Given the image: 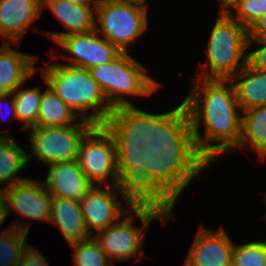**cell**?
Instances as JSON below:
<instances>
[{"label":"cell","instance_id":"obj_35","mask_svg":"<svg viewBox=\"0 0 266 266\" xmlns=\"http://www.w3.org/2000/svg\"><path fill=\"white\" fill-rule=\"evenodd\" d=\"M8 92L0 85V97L6 95Z\"/></svg>","mask_w":266,"mask_h":266},{"label":"cell","instance_id":"obj_6","mask_svg":"<svg viewBox=\"0 0 266 266\" xmlns=\"http://www.w3.org/2000/svg\"><path fill=\"white\" fill-rule=\"evenodd\" d=\"M248 29L227 12H219L209 34L206 57L195 78L231 80L246 64Z\"/></svg>","mask_w":266,"mask_h":266},{"label":"cell","instance_id":"obj_5","mask_svg":"<svg viewBox=\"0 0 266 266\" xmlns=\"http://www.w3.org/2000/svg\"><path fill=\"white\" fill-rule=\"evenodd\" d=\"M39 68L50 88L74 110L80 119L94 125L113 124L124 120L108 103L89 70L59 62ZM92 111V114L88 112Z\"/></svg>","mask_w":266,"mask_h":266},{"label":"cell","instance_id":"obj_30","mask_svg":"<svg viewBox=\"0 0 266 266\" xmlns=\"http://www.w3.org/2000/svg\"><path fill=\"white\" fill-rule=\"evenodd\" d=\"M248 37L266 39V13L260 16L248 29Z\"/></svg>","mask_w":266,"mask_h":266},{"label":"cell","instance_id":"obj_14","mask_svg":"<svg viewBox=\"0 0 266 266\" xmlns=\"http://www.w3.org/2000/svg\"><path fill=\"white\" fill-rule=\"evenodd\" d=\"M41 15L42 0H0V36L4 43L20 46L27 30Z\"/></svg>","mask_w":266,"mask_h":266},{"label":"cell","instance_id":"obj_15","mask_svg":"<svg viewBox=\"0 0 266 266\" xmlns=\"http://www.w3.org/2000/svg\"><path fill=\"white\" fill-rule=\"evenodd\" d=\"M45 181H42L52 197L80 201L94 186L79 167L77 160L48 165Z\"/></svg>","mask_w":266,"mask_h":266},{"label":"cell","instance_id":"obj_17","mask_svg":"<svg viewBox=\"0 0 266 266\" xmlns=\"http://www.w3.org/2000/svg\"><path fill=\"white\" fill-rule=\"evenodd\" d=\"M49 223L58 227L68 244L91 237L78 200L52 197Z\"/></svg>","mask_w":266,"mask_h":266},{"label":"cell","instance_id":"obj_36","mask_svg":"<svg viewBox=\"0 0 266 266\" xmlns=\"http://www.w3.org/2000/svg\"><path fill=\"white\" fill-rule=\"evenodd\" d=\"M11 133H6V132H1L0 131V137H12L11 135H10Z\"/></svg>","mask_w":266,"mask_h":266},{"label":"cell","instance_id":"obj_2","mask_svg":"<svg viewBox=\"0 0 266 266\" xmlns=\"http://www.w3.org/2000/svg\"><path fill=\"white\" fill-rule=\"evenodd\" d=\"M169 111L211 165L240 142L242 111L231 80L195 78L186 99ZM202 124L204 137L199 130Z\"/></svg>","mask_w":266,"mask_h":266},{"label":"cell","instance_id":"obj_20","mask_svg":"<svg viewBox=\"0 0 266 266\" xmlns=\"http://www.w3.org/2000/svg\"><path fill=\"white\" fill-rule=\"evenodd\" d=\"M46 82V89L42 92L37 122L38 127H64L75 124H84L86 120L80 119L78 114L72 110L63 100L50 88Z\"/></svg>","mask_w":266,"mask_h":266},{"label":"cell","instance_id":"obj_24","mask_svg":"<svg viewBox=\"0 0 266 266\" xmlns=\"http://www.w3.org/2000/svg\"><path fill=\"white\" fill-rule=\"evenodd\" d=\"M22 86L17 87L12 93L17 120L23 122L20 130L24 131L36 125L42 91L39 86L34 88Z\"/></svg>","mask_w":266,"mask_h":266},{"label":"cell","instance_id":"obj_23","mask_svg":"<svg viewBox=\"0 0 266 266\" xmlns=\"http://www.w3.org/2000/svg\"><path fill=\"white\" fill-rule=\"evenodd\" d=\"M29 224V225H28ZM30 222H12L0 232V266H18L30 245L26 242Z\"/></svg>","mask_w":266,"mask_h":266},{"label":"cell","instance_id":"obj_12","mask_svg":"<svg viewBox=\"0 0 266 266\" xmlns=\"http://www.w3.org/2000/svg\"><path fill=\"white\" fill-rule=\"evenodd\" d=\"M234 243L225 229L200 226L183 266H231Z\"/></svg>","mask_w":266,"mask_h":266},{"label":"cell","instance_id":"obj_7","mask_svg":"<svg viewBox=\"0 0 266 266\" xmlns=\"http://www.w3.org/2000/svg\"><path fill=\"white\" fill-rule=\"evenodd\" d=\"M173 210L174 208L168 209L156 202H137L128 212L129 215L126 214L124 219L122 217L105 230L98 232L94 238L112 262H124L137 257L141 260L140 256L145 255L142 243L150 222L159 219L165 225L169 218H173ZM135 218L141 220V227L134 226Z\"/></svg>","mask_w":266,"mask_h":266},{"label":"cell","instance_id":"obj_32","mask_svg":"<svg viewBox=\"0 0 266 266\" xmlns=\"http://www.w3.org/2000/svg\"><path fill=\"white\" fill-rule=\"evenodd\" d=\"M1 101H3V102H5L6 103V101H9V105H10V114H11V119H17V117H16V113H15V102H14V96H13V93L11 92V93H7L6 95H4V96H2V97H0V104H2L1 103ZM3 105V104H2ZM8 107V106H7ZM1 110H3L2 108H0V112H2ZM4 111V110H3ZM9 114V115H10ZM3 115V114H2ZM4 115H6V114H4ZM1 117V116H0ZM1 119V118H0ZM5 119V118H4Z\"/></svg>","mask_w":266,"mask_h":266},{"label":"cell","instance_id":"obj_8","mask_svg":"<svg viewBox=\"0 0 266 266\" xmlns=\"http://www.w3.org/2000/svg\"><path fill=\"white\" fill-rule=\"evenodd\" d=\"M146 3L142 0H100L95 8V31L127 53L128 46L148 27Z\"/></svg>","mask_w":266,"mask_h":266},{"label":"cell","instance_id":"obj_1","mask_svg":"<svg viewBox=\"0 0 266 266\" xmlns=\"http://www.w3.org/2000/svg\"><path fill=\"white\" fill-rule=\"evenodd\" d=\"M210 167L193 137L171 114L161 120L135 121L129 184L138 202H156L172 209L191 180Z\"/></svg>","mask_w":266,"mask_h":266},{"label":"cell","instance_id":"obj_19","mask_svg":"<svg viewBox=\"0 0 266 266\" xmlns=\"http://www.w3.org/2000/svg\"><path fill=\"white\" fill-rule=\"evenodd\" d=\"M241 111L266 106V71L248 63L231 79Z\"/></svg>","mask_w":266,"mask_h":266},{"label":"cell","instance_id":"obj_29","mask_svg":"<svg viewBox=\"0 0 266 266\" xmlns=\"http://www.w3.org/2000/svg\"><path fill=\"white\" fill-rule=\"evenodd\" d=\"M18 266H49V263L38 248L30 245Z\"/></svg>","mask_w":266,"mask_h":266},{"label":"cell","instance_id":"obj_27","mask_svg":"<svg viewBox=\"0 0 266 266\" xmlns=\"http://www.w3.org/2000/svg\"><path fill=\"white\" fill-rule=\"evenodd\" d=\"M227 13L249 29L266 13V0H238Z\"/></svg>","mask_w":266,"mask_h":266},{"label":"cell","instance_id":"obj_9","mask_svg":"<svg viewBox=\"0 0 266 266\" xmlns=\"http://www.w3.org/2000/svg\"><path fill=\"white\" fill-rule=\"evenodd\" d=\"M94 126L86 121L64 127L29 128L28 140L32 151L27 153L28 162L34 157L45 165L77 160L81 141Z\"/></svg>","mask_w":266,"mask_h":266},{"label":"cell","instance_id":"obj_16","mask_svg":"<svg viewBox=\"0 0 266 266\" xmlns=\"http://www.w3.org/2000/svg\"><path fill=\"white\" fill-rule=\"evenodd\" d=\"M48 7L67 31L46 32L55 43L68 34L95 30V8L92 5L74 4L67 0H42V10Z\"/></svg>","mask_w":266,"mask_h":266},{"label":"cell","instance_id":"obj_4","mask_svg":"<svg viewBox=\"0 0 266 266\" xmlns=\"http://www.w3.org/2000/svg\"><path fill=\"white\" fill-rule=\"evenodd\" d=\"M110 106L124 119L131 121H155L166 118L170 111L160 114L148 113L134 105L130 97H150L162 84L148 74L130 53L122 52L112 62L89 69ZM128 95V96H127ZM127 97V98H126Z\"/></svg>","mask_w":266,"mask_h":266},{"label":"cell","instance_id":"obj_22","mask_svg":"<svg viewBox=\"0 0 266 266\" xmlns=\"http://www.w3.org/2000/svg\"><path fill=\"white\" fill-rule=\"evenodd\" d=\"M27 153L12 137H0V190L28 179L18 176L28 167Z\"/></svg>","mask_w":266,"mask_h":266},{"label":"cell","instance_id":"obj_11","mask_svg":"<svg viewBox=\"0 0 266 266\" xmlns=\"http://www.w3.org/2000/svg\"><path fill=\"white\" fill-rule=\"evenodd\" d=\"M56 44L68 55L61 53L69 66L89 70L92 67L112 62L122 52L95 30L86 33H74L61 37ZM69 61V63H68Z\"/></svg>","mask_w":266,"mask_h":266},{"label":"cell","instance_id":"obj_13","mask_svg":"<svg viewBox=\"0 0 266 266\" xmlns=\"http://www.w3.org/2000/svg\"><path fill=\"white\" fill-rule=\"evenodd\" d=\"M9 213L16 212L30 221H50L52 196L40 180L26 179L4 189Z\"/></svg>","mask_w":266,"mask_h":266},{"label":"cell","instance_id":"obj_34","mask_svg":"<svg viewBox=\"0 0 266 266\" xmlns=\"http://www.w3.org/2000/svg\"><path fill=\"white\" fill-rule=\"evenodd\" d=\"M73 2L74 4H82V5H91L97 6L100 0H67Z\"/></svg>","mask_w":266,"mask_h":266},{"label":"cell","instance_id":"obj_28","mask_svg":"<svg viewBox=\"0 0 266 266\" xmlns=\"http://www.w3.org/2000/svg\"><path fill=\"white\" fill-rule=\"evenodd\" d=\"M259 47L247 54V63L254 69L266 71V39L248 38V50L252 44Z\"/></svg>","mask_w":266,"mask_h":266},{"label":"cell","instance_id":"obj_31","mask_svg":"<svg viewBox=\"0 0 266 266\" xmlns=\"http://www.w3.org/2000/svg\"><path fill=\"white\" fill-rule=\"evenodd\" d=\"M8 202L4 190H0V227L9 215Z\"/></svg>","mask_w":266,"mask_h":266},{"label":"cell","instance_id":"obj_21","mask_svg":"<svg viewBox=\"0 0 266 266\" xmlns=\"http://www.w3.org/2000/svg\"><path fill=\"white\" fill-rule=\"evenodd\" d=\"M241 116V136L238 146L234 149L250 150L259 156L258 160H266V106L243 111ZM249 143V144H248Z\"/></svg>","mask_w":266,"mask_h":266},{"label":"cell","instance_id":"obj_3","mask_svg":"<svg viewBox=\"0 0 266 266\" xmlns=\"http://www.w3.org/2000/svg\"><path fill=\"white\" fill-rule=\"evenodd\" d=\"M134 127L135 121L122 120L95 125L85 135L77 162L93 185H130V137Z\"/></svg>","mask_w":266,"mask_h":266},{"label":"cell","instance_id":"obj_26","mask_svg":"<svg viewBox=\"0 0 266 266\" xmlns=\"http://www.w3.org/2000/svg\"><path fill=\"white\" fill-rule=\"evenodd\" d=\"M231 266H266V240L234 244Z\"/></svg>","mask_w":266,"mask_h":266},{"label":"cell","instance_id":"obj_10","mask_svg":"<svg viewBox=\"0 0 266 266\" xmlns=\"http://www.w3.org/2000/svg\"><path fill=\"white\" fill-rule=\"evenodd\" d=\"M94 185L80 200L82 214L90 236H94L119 221L138 202L132 195L130 185L106 186ZM117 192L123 197L122 204ZM96 230V233L94 230Z\"/></svg>","mask_w":266,"mask_h":266},{"label":"cell","instance_id":"obj_18","mask_svg":"<svg viewBox=\"0 0 266 266\" xmlns=\"http://www.w3.org/2000/svg\"><path fill=\"white\" fill-rule=\"evenodd\" d=\"M9 43L3 42L0 47V85L11 93L33 77L38 69L34 64L39 56L21 53Z\"/></svg>","mask_w":266,"mask_h":266},{"label":"cell","instance_id":"obj_25","mask_svg":"<svg viewBox=\"0 0 266 266\" xmlns=\"http://www.w3.org/2000/svg\"><path fill=\"white\" fill-rule=\"evenodd\" d=\"M68 245L73 251L76 266H114L94 236Z\"/></svg>","mask_w":266,"mask_h":266},{"label":"cell","instance_id":"obj_33","mask_svg":"<svg viewBox=\"0 0 266 266\" xmlns=\"http://www.w3.org/2000/svg\"><path fill=\"white\" fill-rule=\"evenodd\" d=\"M220 4L218 12H227L238 0H217Z\"/></svg>","mask_w":266,"mask_h":266},{"label":"cell","instance_id":"obj_37","mask_svg":"<svg viewBox=\"0 0 266 266\" xmlns=\"http://www.w3.org/2000/svg\"><path fill=\"white\" fill-rule=\"evenodd\" d=\"M263 195L265 196V199H264V200H265V202H266V193H263ZM264 217H265V219H266V214H265Z\"/></svg>","mask_w":266,"mask_h":266}]
</instances>
